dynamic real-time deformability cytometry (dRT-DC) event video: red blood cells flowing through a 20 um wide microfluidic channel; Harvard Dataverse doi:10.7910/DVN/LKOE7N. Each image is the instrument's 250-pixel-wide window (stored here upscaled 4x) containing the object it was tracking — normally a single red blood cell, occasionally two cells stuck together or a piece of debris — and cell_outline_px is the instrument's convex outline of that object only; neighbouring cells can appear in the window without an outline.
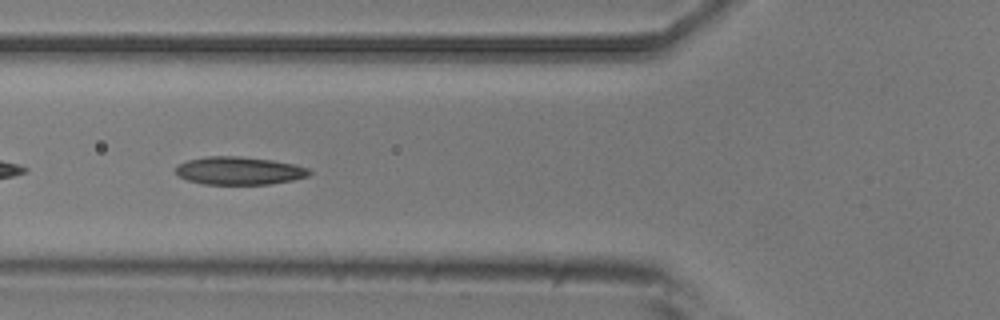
{"species": "common noctule bat (a hibernating species)", "species_latin": "Nyctalus noctula", "temperature_condition": "room temperature", "stored_images_in_passage": 50, "camera_frame_rate_fps": 3000, "um_per_image_px": 0.085, "animal": {"sex": "male", "body_mass_g": 20.5, "forearm_length_mm": 52.5}, "frame": {"image": 1, "passage_image": 19, "time_ms": 6.0, "image_size_px": [1000, 320], "cell_outline_px": [[312, 172], [308, 176], [292, 180], [268, 184], [204, 184], [188, 180], [180, 176], [176, 172], [176, 164], [188, 160], [208, 156], [240, 156], [272, 160], [296, 164], [308, 168]], "centroid_in_image_um": [20.34, 14.5], "position_along_channel_um": 105.5, "area_um2": 21.73}}
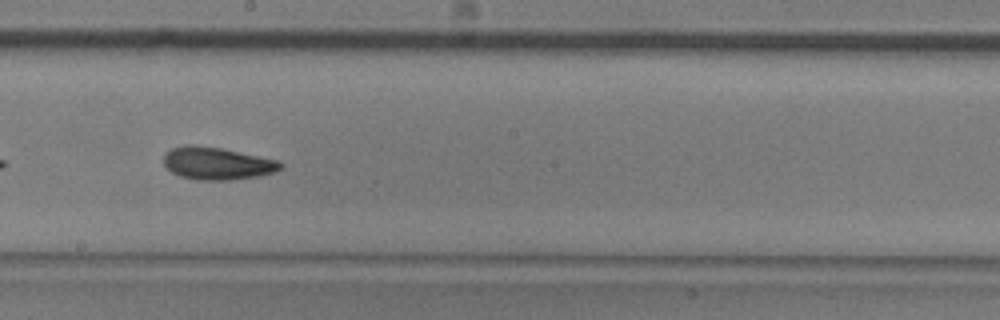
{"frame": {"image": 2, "passage_image": 29, "time_ms": 9.333, "image_size_px": [1000, 320], "cell_outline_px": [[284, 168], [276, 172], [260, 176], [232, 180], [196, 180], [180, 176], [172, 172], [164, 164], [164, 152], [172, 148], [184, 144], [192, 144], [220, 148], [280, 160], [284, 164]], "centroid_in_image_um": [18.49, 13.89], "position_along_channel_um": 229.7, "area_um2": 22.48}}
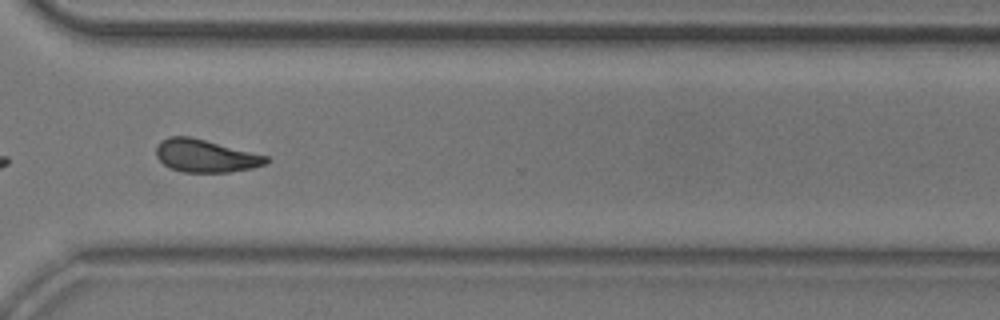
{"frame": {"image": 3, "passage_image": 39, "time_ms": 12.667, "image_size_px": [1000, 320], "cell_outline_px": [[268, 164], [252, 168], [228, 172], [184, 172], [172, 168], [164, 164], [156, 156], [156, 144], [160, 140], [168, 136], [192, 136], [268, 156]], "centroid_in_image_um": [17.45, 13.23], "position_along_channel_um": 353.1, "area_um2": 21.1}, "authors_computed_cell_mechanics": {"area_um2": 21.6172, "velocity_mm_per_s": 3.7172, "shape_relaxation_time_tau1_ms": 3.5371, "shape_relaxation_time_tau2_ms": 3.5696, "deformation_change_tau1": 0.137, "deformation_change_tau2": 0.1094}}